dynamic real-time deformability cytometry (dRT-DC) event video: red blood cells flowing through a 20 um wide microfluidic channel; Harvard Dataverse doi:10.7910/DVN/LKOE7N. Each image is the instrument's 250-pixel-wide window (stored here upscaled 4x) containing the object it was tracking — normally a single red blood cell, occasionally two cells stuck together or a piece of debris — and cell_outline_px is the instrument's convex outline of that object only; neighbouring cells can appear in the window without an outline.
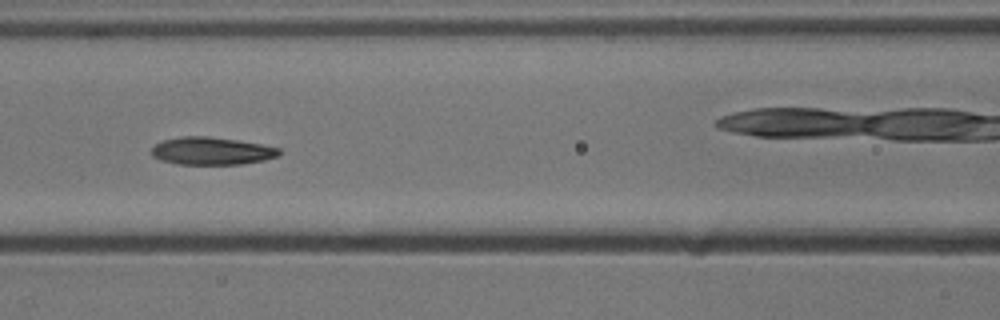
{"species": "common noctule bat (a hibernating species)", "species_latin": "Nyctalus noctula", "temperature_condition": "cold", "stored_images_in_passage": 9, "camera_frame_rate_fps": 3000, "um_per_image_px": 0.085, "animal": {"sex": "male", "body_mass_g": 13.3}, "frame": {"image": 1, "passage_image": 7, "time_ms": 2.0, "image_size_px": [1000, 320], "cell_outline_px": [[280, 156], [264, 160], [240, 164], [176, 164], [160, 160], [152, 156], [152, 148], [156, 144], [164, 140], [180, 136], [208, 136], [264, 144], [280, 148]], "centroid_in_image_um": [18.01, 12.83], "position_along_channel_um": 148.6, "area_um2": 20.63}}
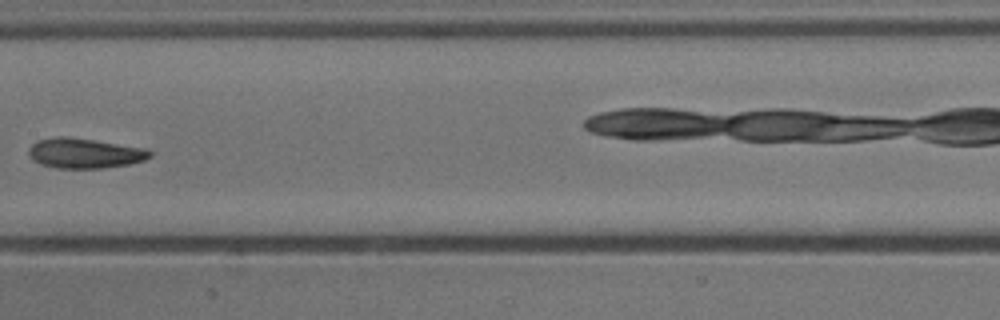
{"frame": {"image": 2, "passage_image": 8, "time_ms": 2.333, "image_size_px": [1000, 320], "cell_outline_px": [[152, 156], [144, 160], [128, 164], [104, 168], [56, 168], [40, 164], [32, 160], [28, 156], [28, 148], [36, 140], [56, 136], [68, 136], [148, 148], [152, 152]], "centroid_in_image_um": [7.17, 13.01], "position_along_channel_um": 200.2, "area_um2": 21.56}}